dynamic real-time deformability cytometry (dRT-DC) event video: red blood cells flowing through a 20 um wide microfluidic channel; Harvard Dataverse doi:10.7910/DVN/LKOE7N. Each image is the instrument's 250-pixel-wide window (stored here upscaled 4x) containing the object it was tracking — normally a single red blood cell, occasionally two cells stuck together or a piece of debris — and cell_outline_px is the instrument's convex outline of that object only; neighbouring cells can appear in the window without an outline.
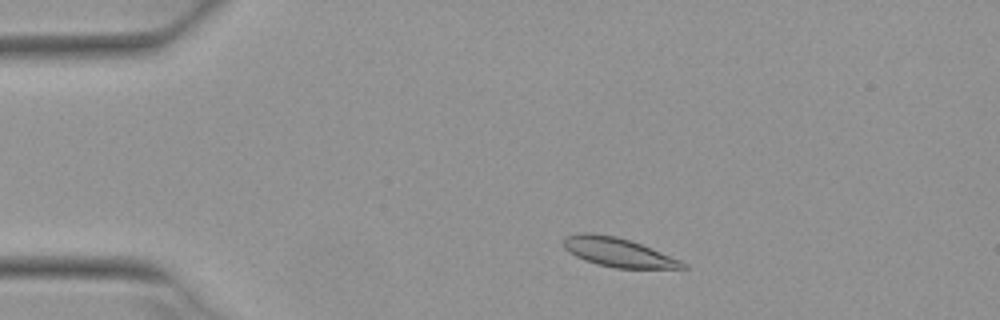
{"species": "Egyptian fruit bat (a non-hibernating species)", "species_latin": "Rousettus aegyptiacus", "temperature_condition": "warm", "stored_images_in_passage": 4, "camera_frame_rate_fps": 3000, "um_per_image_px": 0.085, "animal": {"sex": "female"}, "frame": {"image": 1, "passage_image": 2, "time_ms": 0.333, "image_size_px": [1000, 320], "cell_outline_px": [[688, 268], [616, 268], [596, 264], [584, 260], [568, 252], [564, 248], [564, 236], [580, 232], [592, 232], [616, 236], [632, 240], [652, 248], [680, 260], [688, 264]], "centroid_in_image_um": [52.52, 21.43], "position_along_channel_um": 32.5, "area_um2": 20.35}}
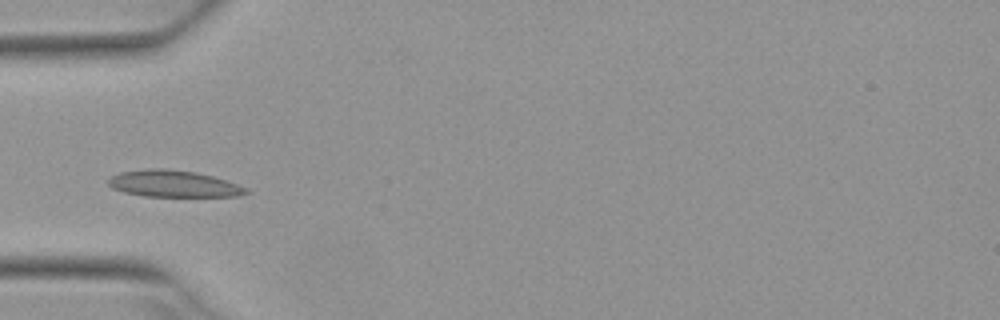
{"frame": {"image": 2, "passage_image": 4, "time_ms": 1.0, "image_size_px": [1000, 320], "cell_outline_px": [[248, 192], [236, 196], [144, 196], [124, 192], [112, 188], [108, 184], [108, 180], [112, 176], [120, 172], [148, 168], [164, 168], [196, 172], [212, 176], [248, 188]], "centroid_in_image_um": [14.7, 15.61], "position_along_channel_um": 70.3, "area_um2": 21.21}}